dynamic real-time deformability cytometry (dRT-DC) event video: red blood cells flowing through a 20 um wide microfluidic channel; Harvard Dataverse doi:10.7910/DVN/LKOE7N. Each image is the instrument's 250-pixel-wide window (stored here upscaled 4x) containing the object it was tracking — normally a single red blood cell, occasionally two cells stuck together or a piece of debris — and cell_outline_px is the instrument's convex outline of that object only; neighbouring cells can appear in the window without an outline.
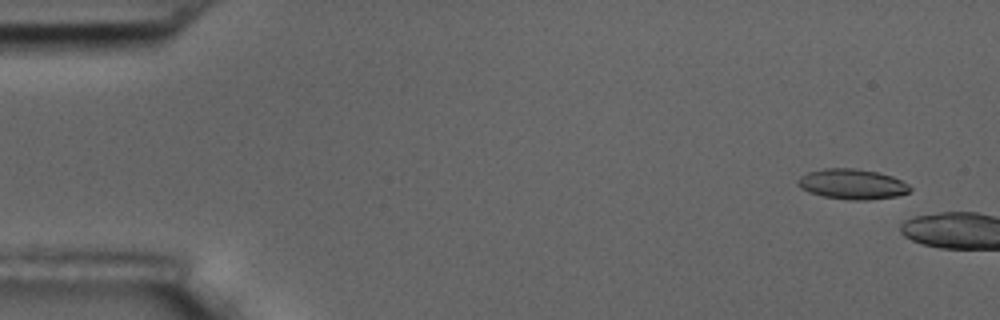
{"species": "common noctule bat (a hibernating species)", "species_latin": "Nyctalus noctula", "temperature_condition": "room temperature", "stored_images_in_passage": 2, "camera_frame_rate_fps": 3000, "um_per_image_px": 0.085, "animal": {"sex": "male", "body_mass_g": 17.5, "forearm_length_mm": 52.3}, "frame": {"image": 1, "passage_image": 1, "time_ms": 0.0, "image_size_px": [1000, 320], "cell_outline_px": [[912, 188], [908, 192], [896, 196], [868, 200], [848, 200], [824, 196], [808, 192], [800, 188], [796, 180], [800, 176], [808, 172], [824, 168], [856, 168], [876, 172], [892, 176], [908, 184]], "centroid_in_image_um": [72.41, 15.65], "position_along_channel_um": 12.6, "area_um2": 19.77}}